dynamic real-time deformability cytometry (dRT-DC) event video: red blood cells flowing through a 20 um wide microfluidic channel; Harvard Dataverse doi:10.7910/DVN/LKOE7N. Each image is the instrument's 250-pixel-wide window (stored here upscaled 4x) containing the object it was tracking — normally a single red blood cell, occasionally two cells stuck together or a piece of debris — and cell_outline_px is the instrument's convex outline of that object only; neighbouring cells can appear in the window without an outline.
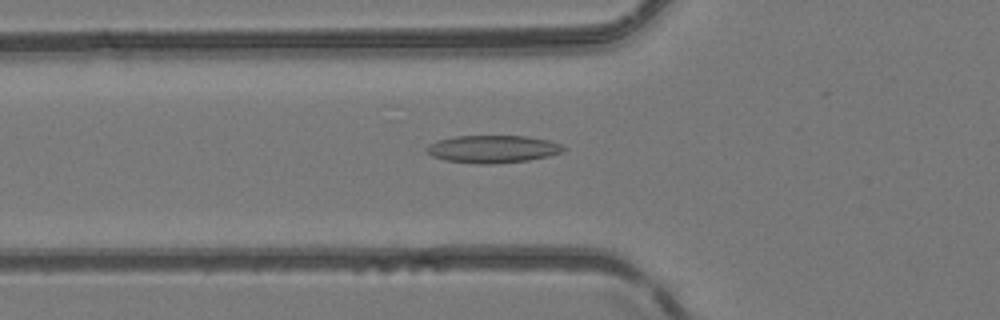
{"species": "common noctule bat (a hibernating species)", "species_latin": "Nyctalus noctula", "temperature_condition": "room temperature", "stored_images_in_passage": 51, "camera_frame_rate_fps": 3000, "um_per_image_px": 0.085, "animal": {"sex": "female", "body_mass_g": 24.6, "forearm_length_mm": 56.2}, "frame": {"image": 1, "passage_image": 19, "time_ms": 6.0, "image_size_px": [1000, 320], "cell_outline_px": [[564, 148], [560, 152], [548, 156], [528, 160], [492, 164], [480, 164], [444, 160], [432, 156], [428, 152], [428, 144], [440, 140], [456, 136], [528, 136], [548, 140], [560, 144]], "centroid_in_image_um": [41.87, 12.67], "position_along_channel_um": 83.9, "area_um2": 21.68}}
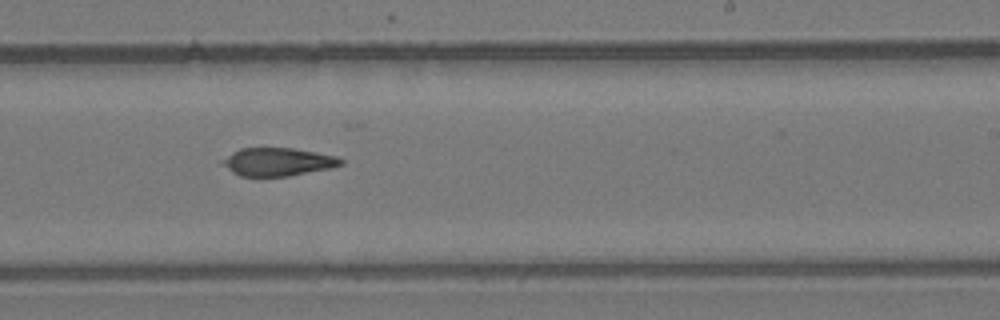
{"frame": {"image": 2, "passage_image": 32, "time_ms": 10.333, "image_size_px": [1000, 320], "cell_outline_px": [[344, 164], [328, 168], [288, 176], [240, 176], [232, 172], [220, 160], [232, 152], [240, 148], [292, 148], [336, 156], [344, 160]], "centroid_in_image_um": [23.59, 13.75], "position_along_channel_um": 265.4, "area_um2": 19.13}}
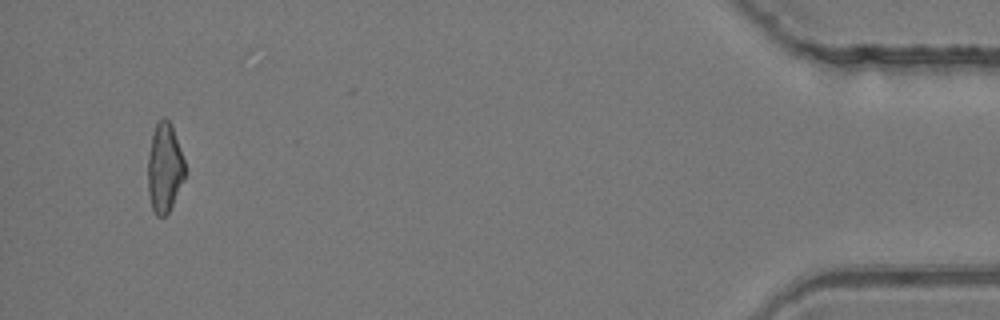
{"frame": {"image": 3, "passage_image": 49, "time_ms": 16.0, "image_size_px": [1000, 320], "cell_outline_px": [[188, 172], [168, 212], [164, 216], [156, 216], [152, 208], [148, 192], [148, 156], [152, 132], [156, 120], [164, 116], [172, 124]], "centroid_in_image_um": [13.99, 14.21], "position_along_channel_um": 421.2, "area_um2": 19.65}}